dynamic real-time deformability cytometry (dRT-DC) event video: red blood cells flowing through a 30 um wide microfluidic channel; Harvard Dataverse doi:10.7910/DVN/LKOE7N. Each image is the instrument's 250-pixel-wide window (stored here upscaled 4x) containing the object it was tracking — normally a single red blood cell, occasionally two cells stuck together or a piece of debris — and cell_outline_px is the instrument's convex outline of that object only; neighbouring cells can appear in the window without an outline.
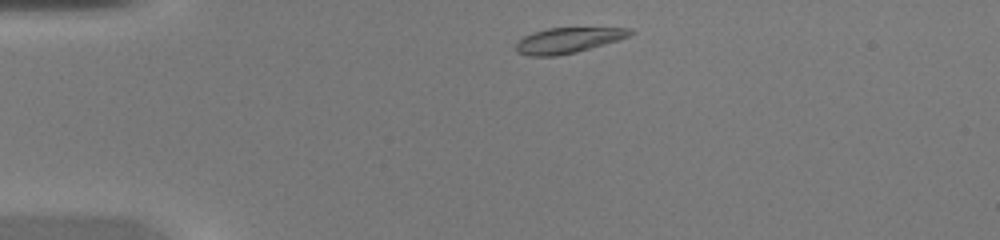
{"species": "common noctule bat (a hibernating species)", "species_latin": "Nyctalus noctula", "temperature_condition": "warm", "stored_images_in_passage": 36, "camera_frame_rate_fps": 3000, "um_per_image_px": 0.085, "animal": {"sex": "female", "body_mass_g": 20.0, "forearm_length_mm": 54.0}, "frame": {"image": 1, "passage_image": 1, "time_ms": 0.0, "image_size_px": [1000, 240], "cell_outline_px": [[636, 32], [628, 36], [604, 44], [576, 52], [556, 56], [528, 56], [516, 52], [516, 40], [532, 32], [548, 28], [632, 28]], "centroid_in_image_um": [48.23, 3.43], "position_along_channel_um": 36.8, "area_um2": 16.94}}
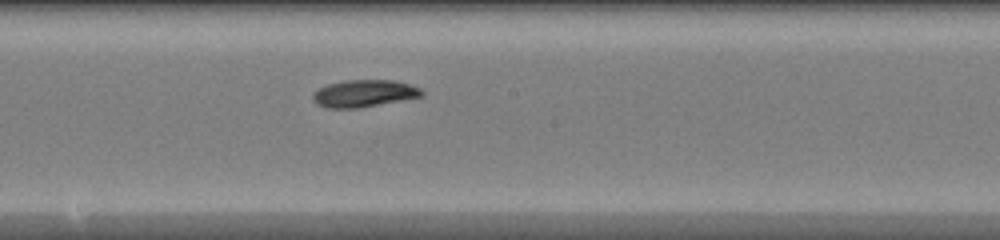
{"frame": {"image": 2, "passage_image": 16, "time_ms": 5.0, "image_size_px": [1000, 240], "cell_outline_px": [[424, 96], [360, 108], [328, 108], [316, 104], [312, 100], [312, 96], [320, 88], [328, 84], [344, 80], [392, 80], [408, 84], [420, 88], [424, 92]], "centroid_in_image_um": [30.95, 7.95], "position_along_channel_um": 217.2, "area_um2": 17.22}}
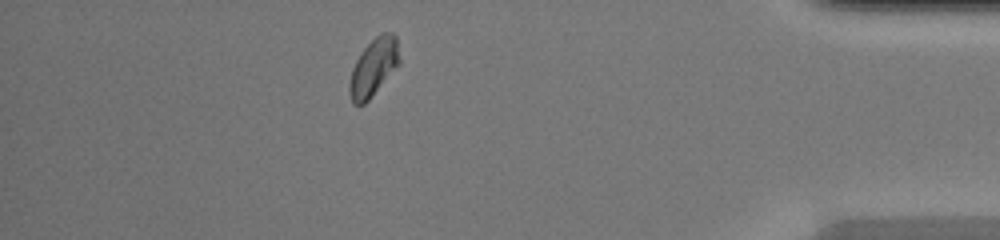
{"frame": {"image": 3, "passage_image": 31, "time_ms": 10.0, "image_size_px": [1000, 240], "cell_outline_px": [[400, 64], [372, 96], [364, 104], [352, 104], [348, 92], [348, 84], [352, 68], [360, 52], [380, 32], [392, 32], [396, 36], [400, 60]], "centroid_in_image_um": [31.74, 5.72], "position_along_channel_um": 403.5, "area_um2": 16.94}}